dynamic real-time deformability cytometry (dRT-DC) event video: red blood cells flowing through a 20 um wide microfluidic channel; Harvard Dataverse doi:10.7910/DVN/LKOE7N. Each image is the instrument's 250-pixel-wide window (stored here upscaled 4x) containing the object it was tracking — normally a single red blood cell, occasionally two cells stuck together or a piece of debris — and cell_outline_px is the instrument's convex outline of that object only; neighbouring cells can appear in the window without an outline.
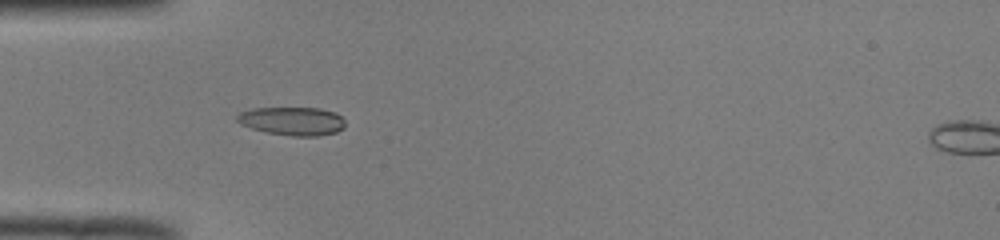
{"species": "common noctule bat (a hibernating species)", "species_latin": "Nyctalus noctula", "temperature_condition": "room temperature", "stored_images_in_passage": 51, "camera_frame_rate_fps": 3000, "um_per_image_px": 0.085, "animal": {"sex": "male", "body_mass_g": 19.0, "forearm_length_mm": 50.8}, "frame": {"image": 1, "passage_image": 16, "time_ms": 5.0, "image_size_px": [1000, 240], "cell_outline_px": [[344, 128], [336, 132], [316, 136], [292, 136], [268, 132], [252, 128], [240, 124], [236, 120], [236, 116], [240, 112], [252, 108], [320, 108], [336, 112], [344, 120]], "centroid_in_image_um": [24.85, 10.28], "position_along_channel_um": 60.2, "area_um2": 17.86}}
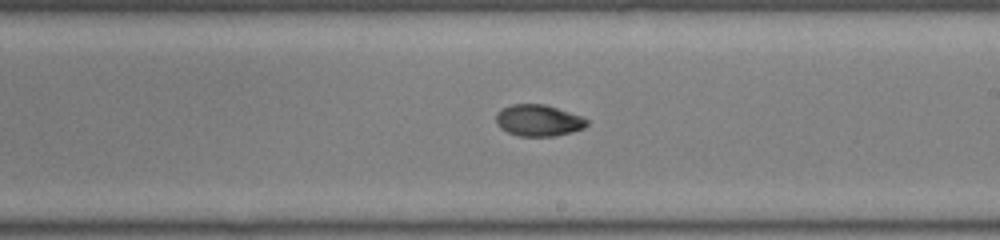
{"frame": {"image": 2, "passage_image": 30, "time_ms": 9.667, "image_size_px": [1000, 240], "cell_outline_px": [[588, 124], [584, 128], [572, 132], [556, 136], [520, 136], [508, 132], [500, 128], [496, 124], [496, 112], [512, 104], [544, 104], [580, 116], [588, 120]], "centroid_in_image_um": [45.75, 10.24], "position_along_channel_um": 243.2, "area_um2": 16.59}}
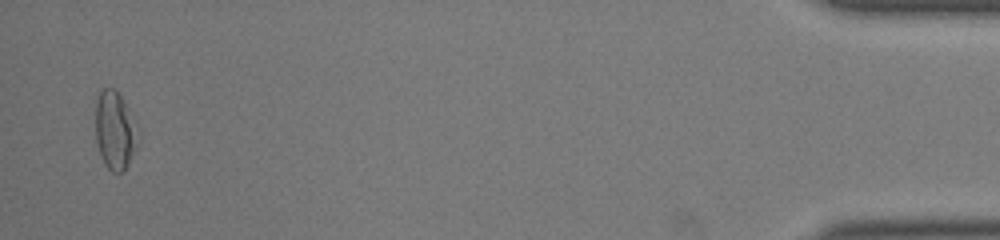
{"frame": {"image": 3, "passage_image": 50, "time_ms": 16.333, "image_size_px": [1000, 240], "cell_outline_px": [[140, 140], [124, 172], [112, 172], [104, 164], [96, 140], [96, 100], [100, 88], [112, 88], [120, 96], [124, 104]], "centroid_in_image_um": [9.74, 11.13], "position_along_channel_um": 425.5, "area_um2": 18.79}, "authors_computed_cell_mechanics": {"area_um2": 16.6464, "velocity_mm_per_s": 3.9962, "shape_relaxation_time_tau1_ms": null, "shape_relaxation_time_tau2_ms": 1.7527, "deformation_change_tau1": null, "deformation_change_tau2": 0.0474}}